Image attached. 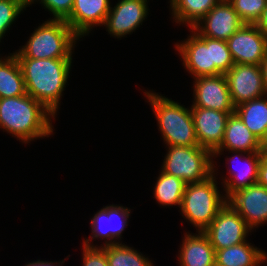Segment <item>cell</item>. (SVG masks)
Segmentation results:
<instances>
[{"label":"cell","mask_w":267,"mask_h":266,"mask_svg":"<svg viewBox=\"0 0 267 266\" xmlns=\"http://www.w3.org/2000/svg\"><path fill=\"white\" fill-rule=\"evenodd\" d=\"M28 95L39 101L54 116L69 77L72 58H17Z\"/></svg>","instance_id":"1"},{"label":"cell","mask_w":267,"mask_h":266,"mask_svg":"<svg viewBox=\"0 0 267 266\" xmlns=\"http://www.w3.org/2000/svg\"><path fill=\"white\" fill-rule=\"evenodd\" d=\"M55 116L39 101L28 94L0 99V129L7 131L23 143L53 133Z\"/></svg>","instance_id":"2"},{"label":"cell","mask_w":267,"mask_h":266,"mask_svg":"<svg viewBox=\"0 0 267 266\" xmlns=\"http://www.w3.org/2000/svg\"><path fill=\"white\" fill-rule=\"evenodd\" d=\"M186 41L176 43L179 52L190 75L194 78L225 74L235 64L227 42L200 36L191 29Z\"/></svg>","instance_id":"3"},{"label":"cell","mask_w":267,"mask_h":266,"mask_svg":"<svg viewBox=\"0 0 267 266\" xmlns=\"http://www.w3.org/2000/svg\"><path fill=\"white\" fill-rule=\"evenodd\" d=\"M78 39L64 20L49 18L35 29L26 45L14 54L16 58H72V50Z\"/></svg>","instance_id":"4"},{"label":"cell","mask_w":267,"mask_h":266,"mask_svg":"<svg viewBox=\"0 0 267 266\" xmlns=\"http://www.w3.org/2000/svg\"><path fill=\"white\" fill-rule=\"evenodd\" d=\"M144 94L154 111L166 147L199 146L191 109L158 93L146 91Z\"/></svg>","instance_id":"5"},{"label":"cell","mask_w":267,"mask_h":266,"mask_svg":"<svg viewBox=\"0 0 267 266\" xmlns=\"http://www.w3.org/2000/svg\"><path fill=\"white\" fill-rule=\"evenodd\" d=\"M217 173L201 182L186 184L180 207L182 216L199 232H203L227 204L225 195L220 194L216 180Z\"/></svg>","instance_id":"6"},{"label":"cell","mask_w":267,"mask_h":266,"mask_svg":"<svg viewBox=\"0 0 267 266\" xmlns=\"http://www.w3.org/2000/svg\"><path fill=\"white\" fill-rule=\"evenodd\" d=\"M161 171L186 184L201 182L215 171L213 153L200 146H168Z\"/></svg>","instance_id":"7"},{"label":"cell","mask_w":267,"mask_h":266,"mask_svg":"<svg viewBox=\"0 0 267 266\" xmlns=\"http://www.w3.org/2000/svg\"><path fill=\"white\" fill-rule=\"evenodd\" d=\"M203 232L217 251L246 242L247 234L251 232V229L245 220L227 203Z\"/></svg>","instance_id":"8"},{"label":"cell","mask_w":267,"mask_h":266,"mask_svg":"<svg viewBox=\"0 0 267 266\" xmlns=\"http://www.w3.org/2000/svg\"><path fill=\"white\" fill-rule=\"evenodd\" d=\"M225 76L233 105L267 95L260 65L234 64Z\"/></svg>","instance_id":"9"},{"label":"cell","mask_w":267,"mask_h":266,"mask_svg":"<svg viewBox=\"0 0 267 266\" xmlns=\"http://www.w3.org/2000/svg\"><path fill=\"white\" fill-rule=\"evenodd\" d=\"M244 24L232 4L221 0L191 29L200 36L227 41Z\"/></svg>","instance_id":"10"},{"label":"cell","mask_w":267,"mask_h":266,"mask_svg":"<svg viewBox=\"0 0 267 266\" xmlns=\"http://www.w3.org/2000/svg\"><path fill=\"white\" fill-rule=\"evenodd\" d=\"M226 42L235 64L260 65L267 52V38L254 24H244Z\"/></svg>","instance_id":"11"},{"label":"cell","mask_w":267,"mask_h":266,"mask_svg":"<svg viewBox=\"0 0 267 266\" xmlns=\"http://www.w3.org/2000/svg\"><path fill=\"white\" fill-rule=\"evenodd\" d=\"M227 203L251 230L267 222V188L258 182L232 193Z\"/></svg>","instance_id":"12"},{"label":"cell","mask_w":267,"mask_h":266,"mask_svg":"<svg viewBox=\"0 0 267 266\" xmlns=\"http://www.w3.org/2000/svg\"><path fill=\"white\" fill-rule=\"evenodd\" d=\"M131 210L119 205H109L100 209L91 219L92 235L89 239L83 240V245L88 247H96L91 244V239L103 238L107 239L102 246L120 244L122 232L128 225V219Z\"/></svg>","instance_id":"13"},{"label":"cell","mask_w":267,"mask_h":266,"mask_svg":"<svg viewBox=\"0 0 267 266\" xmlns=\"http://www.w3.org/2000/svg\"><path fill=\"white\" fill-rule=\"evenodd\" d=\"M194 80V102L191 107L235 112L225 74L203 76Z\"/></svg>","instance_id":"14"},{"label":"cell","mask_w":267,"mask_h":266,"mask_svg":"<svg viewBox=\"0 0 267 266\" xmlns=\"http://www.w3.org/2000/svg\"><path fill=\"white\" fill-rule=\"evenodd\" d=\"M147 0H118L106 17L104 26L110 35L121 38L142 25L148 15Z\"/></svg>","instance_id":"15"},{"label":"cell","mask_w":267,"mask_h":266,"mask_svg":"<svg viewBox=\"0 0 267 266\" xmlns=\"http://www.w3.org/2000/svg\"><path fill=\"white\" fill-rule=\"evenodd\" d=\"M190 109L199 146L213 153L222 143L228 117L235 112H222L202 107Z\"/></svg>","instance_id":"16"},{"label":"cell","mask_w":267,"mask_h":266,"mask_svg":"<svg viewBox=\"0 0 267 266\" xmlns=\"http://www.w3.org/2000/svg\"><path fill=\"white\" fill-rule=\"evenodd\" d=\"M110 8V0H74L71 13L64 21L82 38L95 26L104 25Z\"/></svg>","instance_id":"17"},{"label":"cell","mask_w":267,"mask_h":266,"mask_svg":"<svg viewBox=\"0 0 267 266\" xmlns=\"http://www.w3.org/2000/svg\"><path fill=\"white\" fill-rule=\"evenodd\" d=\"M243 151L246 153L262 152V143L242 122L236 113L230 114L227 119L224 137L220 146L213 152L218 157L224 151Z\"/></svg>","instance_id":"18"},{"label":"cell","mask_w":267,"mask_h":266,"mask_svg":"<svg viewBox=\"0 0 267 266\" xmlns=\"http://www.w3.org/2000/svg\"><path fill=\"white\" fill-rule=\"evenodd\" d=\"M232 153H235L236 155L234 154V156L230 157L228 162L231 163L230 160L235 161L238 159V161L240 162V160L243 159L242 157H244L242 161L245 160L244 163L246 164L242 163L243 166H240L239 169H235L233 167V169L230 170L229 168V177H226L227 179L223 178L226 198H228L235 191L248 187L258 181L259 165L263 158L262 152L246 153L243 151H232ZM242 154L247 156H244Z\"/></svg>","instance_id":"19"},{"label":"cell","mask_w":267,"mask_h":266,"mask_svg":"<svg viewBox=\"0 0 267 266\" xmlns=\"http://www.w3.org/2000/svg\"><path fill=\"white\" fill-rule=\"evenodd\" d=\"M185 233L178 254L180 266H215V249L204 232Z\"/></svg>","instance_id":"20"},{"label":"cell","mask_w":267,"mask_h":266,"mask_svg":"<svg viewBox=\"0 0 267 266\" xmlns=\"http://www.w3.org/2000/svg\"><path fill=\"white\" fill-rule=\"evenodd\" d=\"M263 251L253 244L243 242L215 251V266H260Z\"/></svg>","instance_id":"21"},{"label":"cell","mask_w":267,"mask_h":266,"mask_svg":"<svg viewBox=\"0 0 267 266\" xmlns=\"http://www.w3.org/2000/svg\"><path fill=\"white\" fill-rule=\"evenodd\" d=\"M267 95L235 107V113L245 126L262 141L267 133Z\"/></svg>","instance_id":"22"},{"label":"cell","mask_w":267,"mask_h":266,"mask_svg":"<svg viewBox=\"0 0 267 266\" xmlns=\"http://www.w3.org/2000/svg\"><path fill=\"white\" fill-rule=\"evenodd\" d=\"M2 58L0 57V99L27 94L23 73L15 54Z\"/></svg>","instance_id":"23"},{"label":"cell","mask_w":267,"mask_h":266,"mask_svg":"<svg viewBox=\"0 0 267 266\" xmlns=\"http://www.w3.org/2000/svg\"><path fill=\"white\" fill-rule=\"evenodd\" d=\"M221 0H170L171 14L177 24L193 27Z\"/></svg>","instance_id":"24"},{"label":"cell","mask_w":267,"mask_h":266,"mask_svg":"<svg viewBox=\"0 0 267 266\" xmlns=\"http://www.w3.org/2000/svg\"><path fill=\"white\" fill-rule=\"evenodd\" d=\"M154 187V199L162 206L181 207L186 183L178 177L161 171Z\"/></svg>","instance_id":"25"},{"label":"cell","mask_w":267,"mask_h":266,"mask_svg":"<svg viewBox=\"0 0 267 266\" xmlns=\"http://www.w3.org/2000/svg\"><path fill=\"white\" fill-rule=\"evenodd\" d=\"M106 252L109 266H153L151 260L139 251L122 243L100 246Z\"/></svg>","instance_id":"26"},{"label":"cell","mask_w":267,"mask_h":266,"mask_svg":"<svg viewBox=\"0 0 267 266\" xmlns=\"http://www.w3.org/2000/svg\"><path fill=\"white\" fill-rule=\"evenodd\" d=\"M28 6V0H0V42L19 14Z\"/></svg>","instance_id":"27"},{"label":"cell","mask_w":267,"mask_h":266,"mask_svg":"<svg viewBox=\"0 0 267 266\" xmlns=\"http://www.w3.org/2000/svg\"><path fill=\"white\" fill-rule=\"evenodd\" d=\"M245 24H255L266 8L267 0H228Z\"/></svg>","instance_id":"28"},{"label":"cell","mask_w":267,"mask_h":266,"mask_svg":"<svg viewBox=\"0 0 267 266\" xmlns=\"http://www.w3.org/2000/svg\"><path fill=\"white\" fill-rule=\"evenodd\" d=\"M39 2L53 14V19L65 20L71 13L74 0H28V5Z\"/></svg>","instance_id":"29"},{"label":"cell","mask_w":267,"mask_h":266,"mask_svg":"<svg viewBox=\"0 0 267 266\" xmlns=\"http://www.w3.org/2000/svg\"><path fill=\"white\" fill-rule=\"evenodd\" d=\"M83 266H109L106 252L102 247H88L83 245Z\"/></svg>","instance_id":"30"},{"label":"cell","mask_w":267,"mask_h":266,"mask_svg":"<svg viewBox=\"0 0 267 266\" xmlns=\"http://www.w3.org/2000/svg\"><path fill=\"white\" fill-rule=\"evenodd\" d=\"M257 182L267 188V160L264 157L259 165Z\"/></svg>","instance_id":"31"},{"label":"cell","mask_w":267,"mask_h":266,"mask_svg":"<svg viewBox=\"0 0 267 266\" xmlns=\"http://www.w3.org/2000/svg\"><path fill=\"white\" fill-rule=\"evenodd\" d=\"M267 38V5L266 8L262 11L260 18L254 24Z\"/></svg>","instance_id":"32"},{"label":"cell","mask_w":267,"mask_h":266,"mask_svg":"<svg viewBox=\"0 0 267 266\" xmlns=\"http://www.w3.org/2000/svg\"><path fill=\"white\" fill-rule=\"evenodd\" d=\"M63 263H64V260H62V262L61 261L58 262V265H57V262L37 260L36 262L28 263L25 266H61L63 265Z\"/></svg>","instance_id":"33"},{"label":"cell","mask_w":267,"mask_h":266,"mask_svg":"<svg viewBox=\"0 0 267 266\" xmlns=\"http://www.w3.org/2000/svg\"><path fill=\"white\" fill-rule=\"evenodd\" d=\"M261 70H262V75H263V81H264V86L267 92V52L265 55V58L262 60L260 64Z\"/></svg>","instance_id":"34"},{"label":"cell","mask_w":267,"mask_h":266,"mask_svg":"<svg viewBox=\"0 0 267 266\" xmlns=\"http://www.w3.org/2000/svg\"><path fill=\"white\" fill-rule=\"evenodd\" d=\"M261 143H262V148L263 149L267 148V133H266L265 138L261 141Z\"/></svg>","instance_id":"35"},{"label":"cell","mask_w":267,"mask_h":266,"mask_svg":"<svg viewBox=\"0 0 267 266\" xmlns=\"http://www.w3.org/2000/svg\"><path fill=\"white\" fill-rule=\"evenodd\" d=\"M263 157L267 160V148L262 150Z\"/></svg>","instance_id":"36"},{"label":"cell","mask_w":267,"mask_h":266,"mask_svg":"<svg viewBox=\"0 0 267 266\" xmlns=\"http://www.w3.org/2000/svg\"><path fill=\"white\" fill-rule=\"evenodd\" d=\"M267 263V254L265 253V251H263V264Z\"/></svg>","instance_id":"37"}]
</instances>
